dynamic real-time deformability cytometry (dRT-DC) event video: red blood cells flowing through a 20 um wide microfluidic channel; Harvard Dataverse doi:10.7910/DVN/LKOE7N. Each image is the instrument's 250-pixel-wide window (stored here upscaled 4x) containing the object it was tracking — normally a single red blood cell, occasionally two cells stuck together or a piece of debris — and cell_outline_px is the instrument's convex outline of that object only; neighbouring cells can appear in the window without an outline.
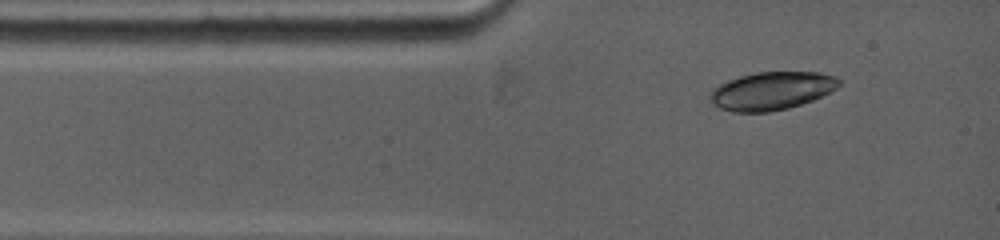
{"species": "common noctule bat (a hibernating species)", "species_latin": "Nyctalus noctula", "temperature_condition": "warm", "stored_images_in_passage": 2, "camera_frame_rate_fps": 5000, "um_per_image_px": 0.085, "animal": {"sex": "female", "body_mass_g": 19.0, "forearm_length_mm": 53.3}, "frame": {"image": 1, "passage_image": 1, "time_ms": 0.0, "image_size_px": [1000, 240], "cell_outline_px": [[840, 84], [836, 88], [812, 100], [788, 108], [768, 112], [732, 112], [720, 108], [712, 104], [708, 100], [708, 96], [712, 88], [728, 80], [740, 76], [756, 72], [820, 72], [836, 76], [840, 80]], "centroid_in_image_um": [65.54, 7.72], "position_along_channel_um": 19.5, "area_um2": 28.67}}